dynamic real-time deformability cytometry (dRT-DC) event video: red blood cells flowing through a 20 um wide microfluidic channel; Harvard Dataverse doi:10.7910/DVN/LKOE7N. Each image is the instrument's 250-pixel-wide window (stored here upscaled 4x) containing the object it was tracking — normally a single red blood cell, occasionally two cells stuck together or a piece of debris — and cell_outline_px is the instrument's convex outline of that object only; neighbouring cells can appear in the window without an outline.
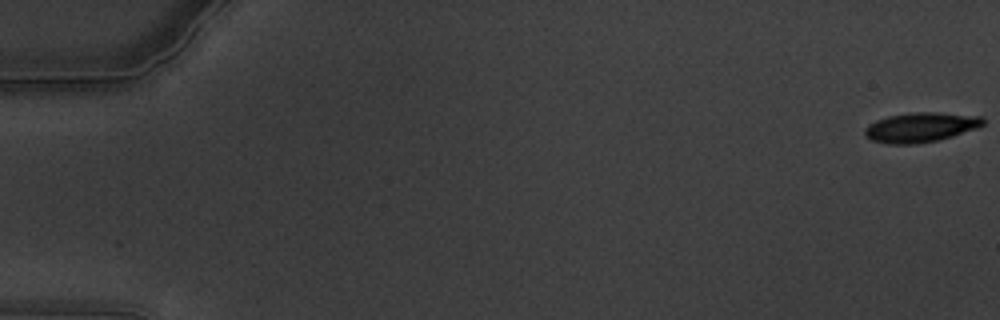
{"species": "common noctule bat (a hibernating species)", "species_latin": "Nyctalus noctula", "temperature_condition": "warm", "stored_images_in_passage": 18, "camera_frame_rate_fps": 3000, "um_per_image_px": 0.085, "animal": {"sex": "male", "body_mass_g": 19.5, "forearm_length_mm": 54.6}, "frame": {"image": 1, "passage_image": 1, "time_ms": 0.0, "image_size_px": [1000, 320], "cell_outline_px": [[984, 120], [980, 124], [948, 136], [932, 140], [876, 140], [868, 136], [868, 128], [872, 124], [880, 120], [896, 116], [956, 116]], "centroid_in_image_um": [78.18, 10.84], "position_along_channel_um": 6.8, "area_um2": 15.66}}